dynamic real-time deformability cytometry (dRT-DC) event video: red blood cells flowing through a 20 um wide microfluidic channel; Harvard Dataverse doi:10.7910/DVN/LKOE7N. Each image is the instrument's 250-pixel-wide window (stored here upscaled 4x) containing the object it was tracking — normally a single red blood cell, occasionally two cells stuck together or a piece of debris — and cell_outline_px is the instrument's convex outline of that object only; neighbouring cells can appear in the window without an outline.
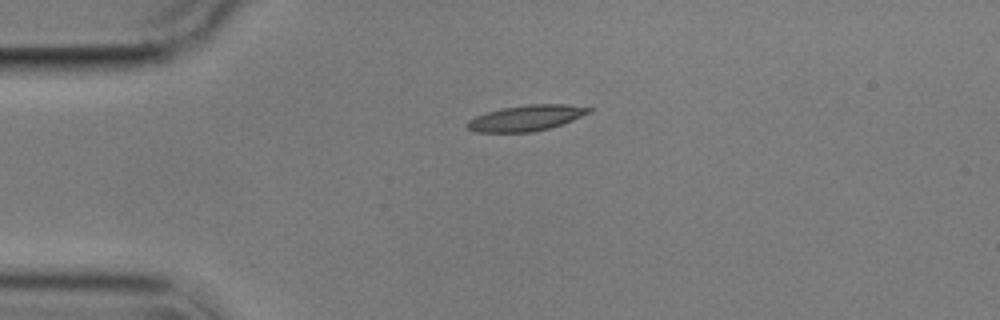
{"species": "common noctule bat (a hibernating species)", "species_latin": "Nyctalus noctula", "temperature_condition": "cold", "stored_images_in_passage": 5, "camera_frame_rate_fps": 3000, "um_per_image_px": 0.085, "animal": {"sex": "male", "body_mass_g": 17.9}, "frame": {"image": 1, "passage_image": 5, "time_ms": 4.667, "image_size_px": [1000, 320], "cell_outline_px": [[592, 112], [572, 120], [548, 128], [532, 132], [476, 132], [468, 128], [464, 124], [468, 120], [476, 116], [500, 108], [528, 104], [568, 104], [592, 108]], "centroid_in_image_um": [44.71, 10.02], "position_along_channel_um": 40.3, "area_um2": 18.21}}